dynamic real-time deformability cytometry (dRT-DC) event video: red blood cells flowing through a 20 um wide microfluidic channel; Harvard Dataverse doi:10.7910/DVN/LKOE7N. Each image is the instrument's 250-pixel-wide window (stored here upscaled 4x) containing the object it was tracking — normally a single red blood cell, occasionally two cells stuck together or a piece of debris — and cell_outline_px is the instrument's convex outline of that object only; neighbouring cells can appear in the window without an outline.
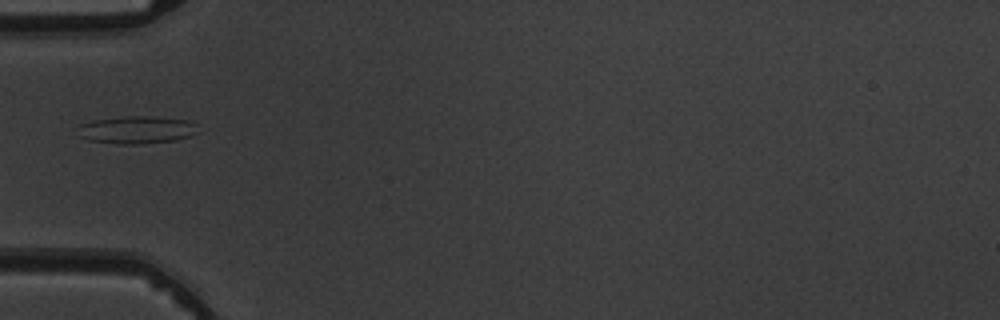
{"species": "common noctule bat (a hibernating species)", "species_latin": "Nyctalus noctula", "temperature_condition": "warm", "stored_images_in_passage": 3, "camera_frame_rate_fps": 3000, "um_per_image_px": 0.085, "animal": {"sex": "male", "body_mass_g": 19.5, "forearm_length_mm": 54.6}, "frame": {"image": 1, "passage_image": 2, "time_ms": 1.333, "image_size_px": [1000, 320], "cell_outline_px": [[200, 132], [192, 136], [176, 140], [136, 144], [120, 144], [88, 140], [80, 136], [80, 124], [96, 120], [124, 116], [148, 116], [188, 120], [196, 124]], "centroid_in_image_um": [11.7, 11.04], "position_along_channel_um": 73.3, "area_um2": 19.25}}
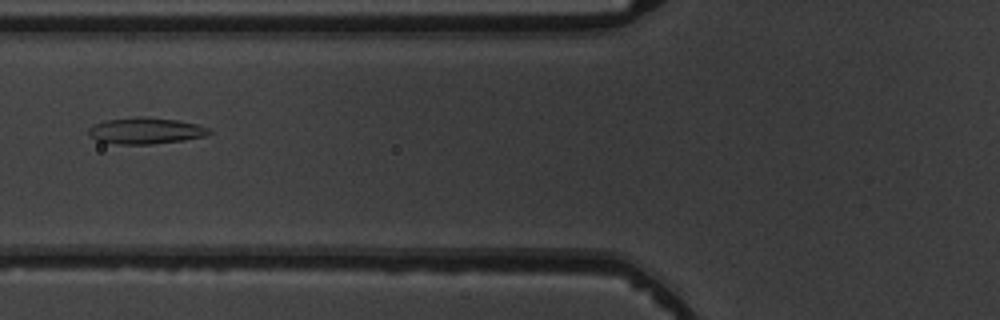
{"frame": {"image": 2, "passage_image": 3, "time_ms": 2.333, "image_size_px": [1000, 320], "cell_outline_px": [[212, 132], [204, 136], [184, 140], [152, 144], [116, 144], [96, 140], [88, 136], [88, 128], [96, 124], [108, 120], [136, 116], [144, 116], [176, 120], [196, 124], [208, 128]], "centroid_in_image_um": [12.35, 11.11], "position_along_channel_um": 113.4, "area_um2": 18.44}}